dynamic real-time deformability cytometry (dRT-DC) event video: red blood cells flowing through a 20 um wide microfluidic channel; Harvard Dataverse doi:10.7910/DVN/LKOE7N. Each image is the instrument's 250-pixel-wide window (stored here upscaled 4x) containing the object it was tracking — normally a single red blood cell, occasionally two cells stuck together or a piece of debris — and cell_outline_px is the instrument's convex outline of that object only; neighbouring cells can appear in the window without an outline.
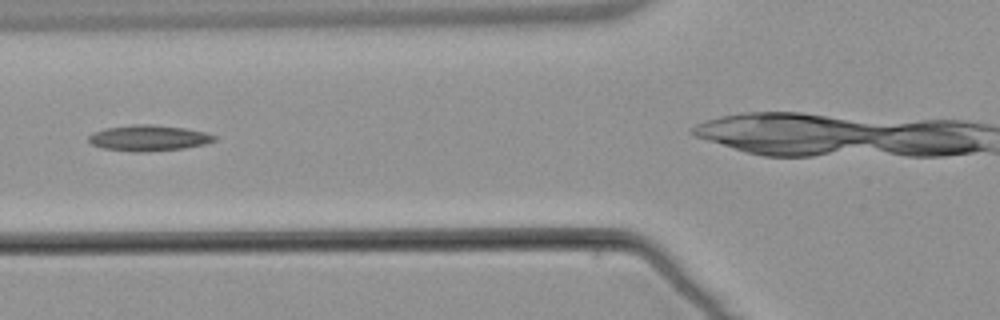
{"species": "common noctule bat (a hibernating species)", "species_latin": "Nyctalus noctula", "temperature_condition": "warm", "stored_images_in_passage": 5, "camera_frame_rate_fps": 3000, "um_per_image_px": 0.085, "animal": {"sex": "male", "body_mass_g": 21.5, "forearm_length_mm": 52.0}, "frame": {"image": 1, "passage_image": 3, "time_ms": 2.667, "image_size_px": [1000, 320], "cell_outline_px": [[216, 140], [204, 144], [184, 148], [144, 152], [132, 152], [104, 148], [92, 144], [88, 140], [88, 136], [92, 132], [104, 128], [132, 124], [152, 124], [184, 128], [204, 132], [216, 136]], "centroid_in_image_um": [12.59, 11.72], "position_along_channel_um": 113.2, "area_um2": 18.96}}
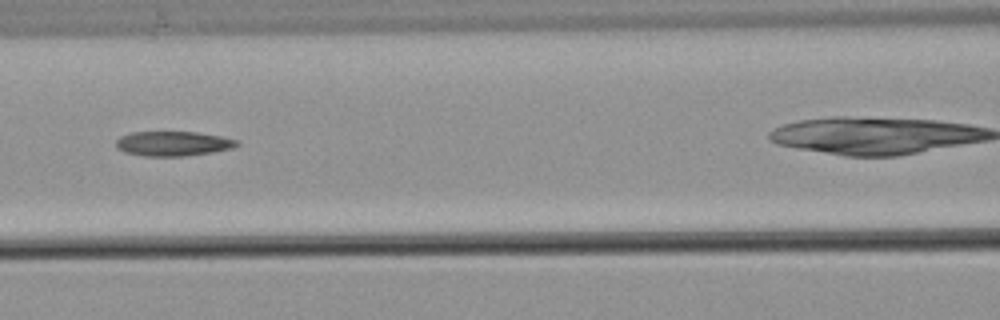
{"frame": {"image": 2, "passage_image": 4, "time_ms": 3.667, "image_size_px": [1000, 320], "cell_outline_px": [[240, 144], [232, 148], [212, 152], [184, 156], [144, 156], [124, 152], [116, 148], [116, 140], [120, 136], [132, 132], [196, 132], [220, 136], [236, 140]], "centroid_in_image_um": [14.67, 12.21], "position_along_channel_um": 151.9, "area_um2": 17.34}}